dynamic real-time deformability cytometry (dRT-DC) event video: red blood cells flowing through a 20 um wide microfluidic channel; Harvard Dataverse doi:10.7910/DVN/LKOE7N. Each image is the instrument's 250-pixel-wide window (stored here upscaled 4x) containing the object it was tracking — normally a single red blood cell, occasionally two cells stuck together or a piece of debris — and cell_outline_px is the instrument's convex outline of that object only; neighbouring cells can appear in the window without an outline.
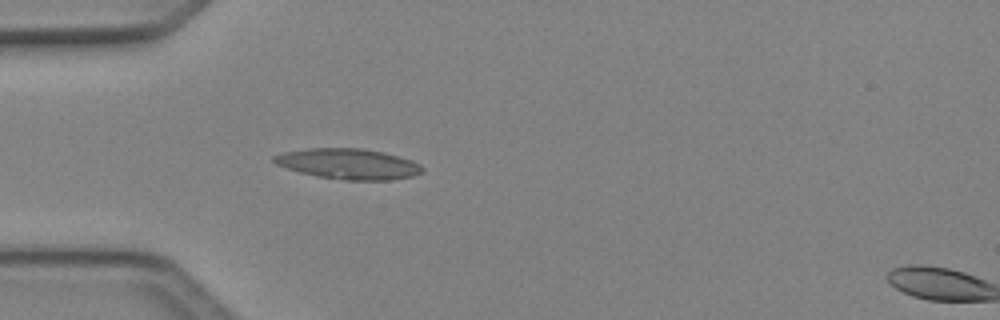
{"species": "Egyptian fruit bat (a non-hibernating species)", "species_latin": "Rousettus aegyptiacus", "temperature_condition": "cold", "stored_images_in_passage": 6, "segment_of_instrument_passage": [1, 2], "camera_frame_rate_fps": 3000, "um_per_image_px": 0.085, "animal": {"sex": "female"}, "frame": {"image": 1, "passage_image": 5, "time_ms": 1.333, "image_size_px": [1000, 320], "cell_outline_px": [[424, 172], [412, 176], [388, 180], [344, 180], [316, 176], [300, 172], [276, 164], [272, 160], [272, 156], [284, 152], [312, 148], [364, 148], [384, 152], [412, 160], [420, 164], [424, 168]], "centroid_in_image_um": [29.64, 13.93], "position_along_channel_um": 55.4, "area_um2": 26.41}}